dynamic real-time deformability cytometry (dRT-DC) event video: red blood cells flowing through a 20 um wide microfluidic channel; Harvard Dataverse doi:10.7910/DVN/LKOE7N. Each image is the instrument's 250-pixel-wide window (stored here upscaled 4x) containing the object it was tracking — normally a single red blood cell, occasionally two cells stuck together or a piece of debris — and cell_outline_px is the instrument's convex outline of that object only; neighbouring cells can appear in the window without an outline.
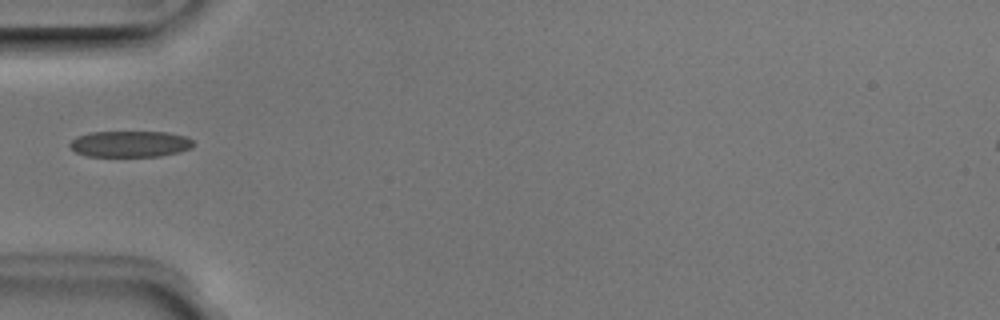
{"species": "Egyptian fruit bat (a non-hibernating species)", "species_latin": "Rousettus aegyptiacus", "temperature_condition": "room temperature", "stored_images_in_passage": 5, "camera_frame_rate_fps": 3000, "um_per_image_px": 0.085, "animal": {"sex": "male"}, "frame": {"image": 1, "passage_image": 5, "time_ms": 1.333, "image_size_px": [1000, 320], "cell_outline_px": [[196, 144], [192, 148], [180, 152], [160, 156], [88, 156], [76, 152], [68, 144], [76, 136], [92, 132], [168, 132], [188, 136]], "centroid_in_image_um": [11.11, 12.23], "position_along_channel_um": 73.9, "area_um2": 19.02}}